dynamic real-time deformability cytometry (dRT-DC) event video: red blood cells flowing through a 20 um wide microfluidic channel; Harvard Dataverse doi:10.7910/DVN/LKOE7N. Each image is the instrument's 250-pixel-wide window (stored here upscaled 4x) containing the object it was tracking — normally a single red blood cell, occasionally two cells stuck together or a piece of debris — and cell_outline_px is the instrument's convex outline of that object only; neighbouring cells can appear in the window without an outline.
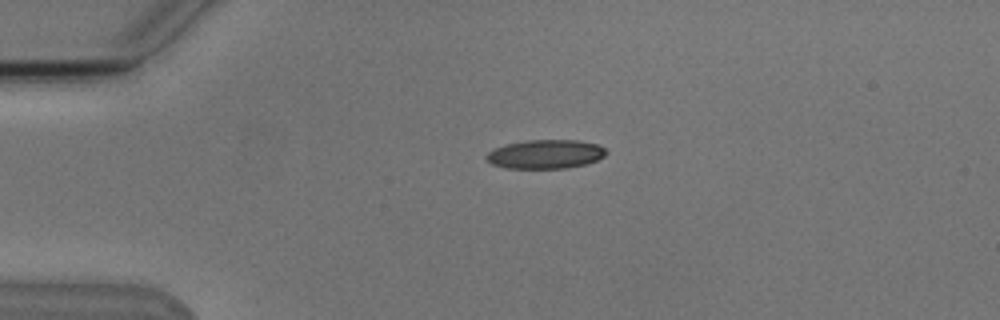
{"species": "Egyptian fruit bat (a non-hibernating species)", "species_latin": "Rousettus aegyptiacus", "temperature_condition": "cold", "stored_images_in_passage": 4, "camera_frame_rate_fps": 3000, "um_per_image_px": 0.085, "animal": {"sex": "male"}, "frame": {"image": 1, "passage_image": 3, "time_ms": 2.333, "image_size_px": [1000, 320], "cell_outline_px": [[608, 152], [604, 156], [588, 164], [568, 168], [504, 168], [492, 164], [484, 156], [488, 152], [496, 148], [508, 144], [524, 140], [576, 140], [600, 144]], "centroid_in_image_um": [46.4, 13.1], "position_along_channel_um": 38.6, "area_um2": 20.29}}